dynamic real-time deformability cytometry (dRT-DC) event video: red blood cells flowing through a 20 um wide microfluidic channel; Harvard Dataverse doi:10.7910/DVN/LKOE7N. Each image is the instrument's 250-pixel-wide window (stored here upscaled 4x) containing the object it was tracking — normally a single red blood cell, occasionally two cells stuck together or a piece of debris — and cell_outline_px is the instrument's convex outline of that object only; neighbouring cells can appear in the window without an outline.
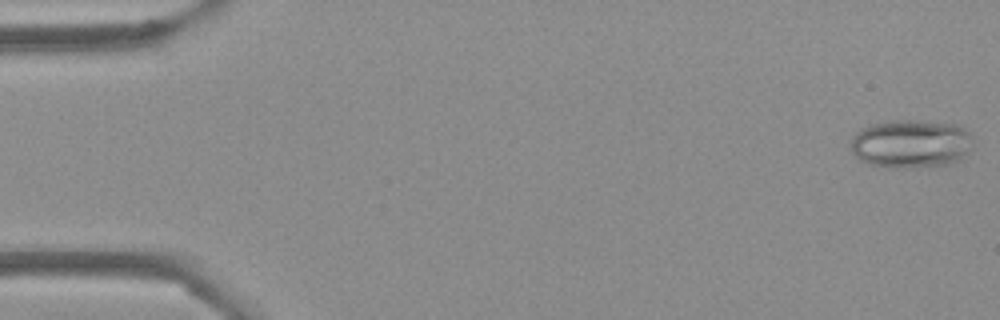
{"species": "Egyptian fruit bat (a non-hibernating species)", "species_latin": "Rousettus aegyptiacus", "temperature_condition": "cold", "stored_images_in_passage": 54, "camera_frame_rate_fps": 3000, "um_per_image_px": 0.085, "frame": {"image": 1, "passage_image": 1, "time_ms": 0.0, "image_size_px": [1000, 320], "cell_outline_px": [[972, 148], [968, 152], [956, 160], [944, 164], [912, 168], [888, 168], [868, 164], [860, 160], [852, 152], [852, 136], [860, 128], [868, 124], [888, 120], [912, 120], [960, 124], [972, 136]], "centroid_in_image_um": [77.4, 12.2], "position_along_channel_um": 7.6, "area_um2": 34.85}}
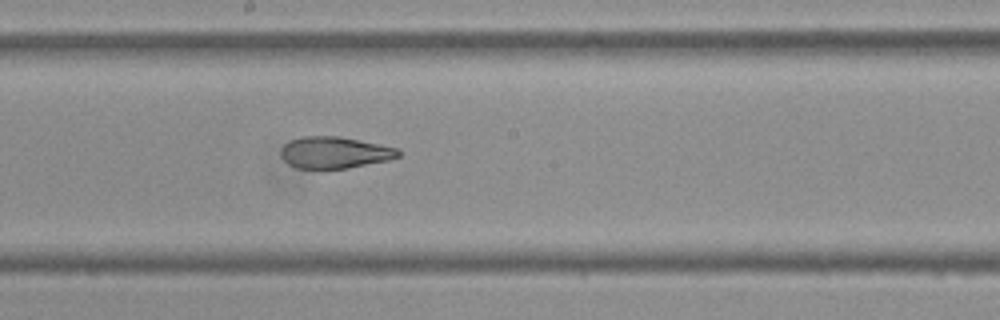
{"frame": {"image": 2, "passage_image": 29, "time_ms": 9.333, "image_size_px": [1000, 320], "cell_outline_px": [[400, 156], [388, 160], [348, 168], [296, 168], [288, 164], [280, 156], [280, 152], [284, 144], [292, 140], [304, 136], [340, 136], [400, 148]], "centroid_in_image_um": [28.46, 12.96], "position_along_channel_um": 219.7, "area_um2": 21.68}}
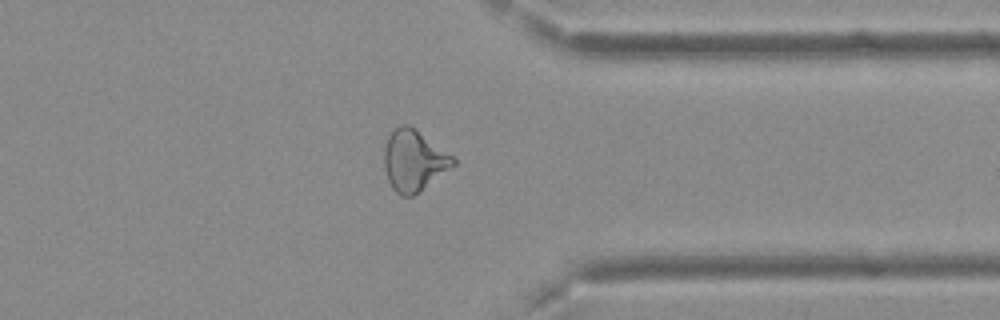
{"frame": {"image": 3, "passage_image": 42, "time_ms": 13.667, "image_size_px": [1000, 320], "cell_outline_px": [[456, 164], [420, 192], [412, 196], [400, 196], [392, 188], [388, 180], [384, 168], [384, 148], [388, 136], [392, 128], [400, 124], [408, 124], [452, 156], [456, 160]], "centroid_in_image_um": [35.14, 13.66], "position_along_channel_um": 376.3, "area_um2": 24.51}, "authors_computed_cell_mechanics": {"area_um2": 24.8251, "velocity_mm_per_s": 3.7336, "shape_relaxation_time_tau1_ms": 5.9866, "shape_relaxation_time_tau2_ms": 1.9239, "deformation_change_tau1": 0.1757, "deformation_change_tau2": 0.0913}}